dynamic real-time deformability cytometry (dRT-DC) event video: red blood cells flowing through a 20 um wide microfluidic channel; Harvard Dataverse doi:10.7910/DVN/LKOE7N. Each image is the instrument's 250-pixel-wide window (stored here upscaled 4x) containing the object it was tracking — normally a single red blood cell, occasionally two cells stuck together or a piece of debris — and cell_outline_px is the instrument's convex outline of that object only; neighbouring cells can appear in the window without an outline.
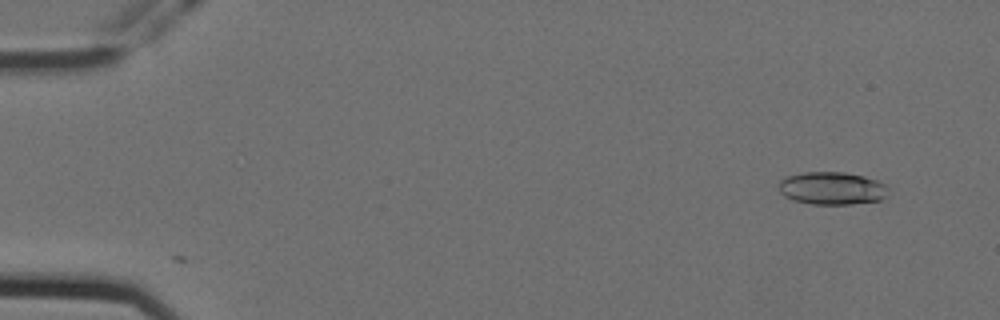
{"species": "Egyptian fruit bat (a non-hibernating species)", "species_latin": "Rousettus aegyptiacus", "temperature_condition": "cold", "stored_images_in_passage": 57, "camera_frame_rate_fps": 3000, "um_per_image_px": 0.085, "animal": {"sex": "female"}, "frame": {"image": 1, "passage_image": 4, "time_ms": 1.0, "image_size_px": [1000, 320], "cell_outline_px": [[888, 188], [884, 196], [880, 200], [852, 204], [812, 204], [792, 200], [784, 196], [776, 188], [780, 180], [788, 176], [804, 172], [844, 172], [864, 176], [876, 180], [884, 184]], "centroid_in_image_um": [70.66, 16.0], "position_along_channel_um": 14.3, "area_um2": 20.92}}
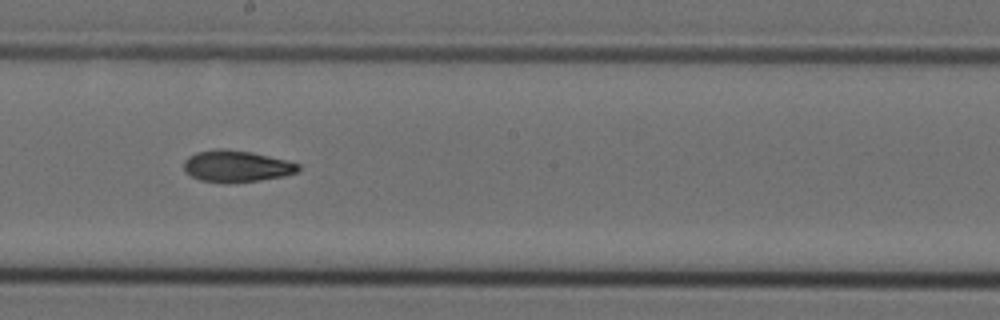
{"frame": {"image": 2, "passage_image": 32, "time_ms": 10.333, "image_size_px": [1000, 320], "cell_outline_px": [[300, 168], [296, 172], [284, 176], [260, 180], [200, 180], [192, 176], [184, 168], [184, 160], [188, 156], [196, 152], [216, 148], [224, 148], [252, 152], [300, 164]], "centroid_in_image_um": [20.1, 14.07], "position_along_channel_um": 228.1, "area_um2": 20.29}}
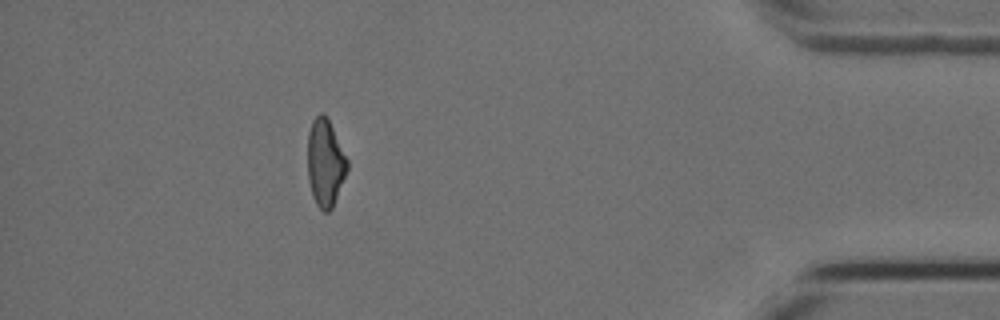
{"frame": {"image": 3, "passage_image": 51, "time_ms": 16.667, "image_size_px": [1000, 320], "cell_outline_px": [[348, 168], [332, 208], [328, 212], [324, 212], [316, 204], [312, 196], [308, 180], [308, 132], [312, 120], [320, 112], [324, 112], [348, 160]], "centroid_in_image_um": [27.63, 13.84], "position_along_channel_um": 407.6, "area_um2": 20.0}, "authors_computed_cell_mechanics": {"area_um2": 20.7502, "velocity_mm_per_s": 3.5731, "shape_relaxation_time_tau1_ms": 5.1978, "shape_relaxation_time_tau2_ms": 5.0513, "deformation_change_tau1": 0.1833, "deformation_change_tau2": 0.1226}}